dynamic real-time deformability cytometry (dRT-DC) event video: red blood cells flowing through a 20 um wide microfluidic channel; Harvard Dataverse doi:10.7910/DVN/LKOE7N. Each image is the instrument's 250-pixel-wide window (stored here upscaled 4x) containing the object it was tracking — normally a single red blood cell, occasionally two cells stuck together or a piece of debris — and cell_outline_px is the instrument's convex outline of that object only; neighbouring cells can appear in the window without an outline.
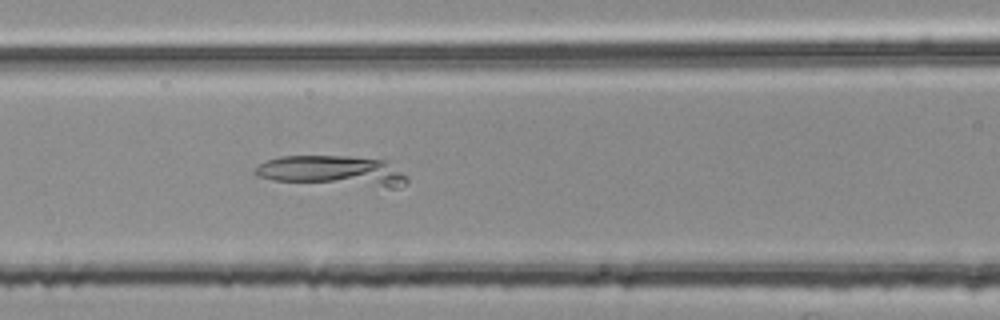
{"species": "common noctule bat (a hibernating species)", "species_latin": "Nyctalus noctula", "temperature_condition": "room temperature", "stored_images_in_passage": 38, "camera_frame_rate_fps": 3000, "um_per_image_px": 0.085, "animal": {"sex": "female", "body_mass_g": 25.1}, "frame": {"image": 1, "passage_image": 7, "time_ms": 2.0, "image_size_px": [1000, 320], "cell_outline_px": [[408, 184], [400, 188], [376, 196], [272, 180], [260, 176], [252, 172], [260, 164], [268, 160], [280, 156], [348, 156], [384, 160], [400, 172], [408, 180]], "centroid_in_image_um": [28.47, 14.74], "position_along_channel_um": 138.1, "area_um2": 30.92}}
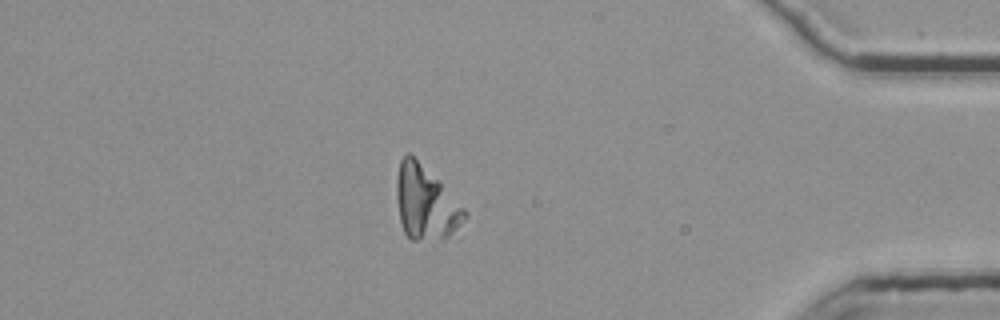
{"frame": {"image": 2, "passage_image": 31, "time_ms": 10.0, "image_size_px": [1000, 320], "cell_outline_px": [[468, 216], [452, 236], [444, 240], [412, 240], [404, 232], [400, 220], [396, 200], [396, 180], [400, 160], [408, 152], [440, 180], [468, 212]], "centroid_in_image_um": [36.2, 17.28], "position_along_channel_um": 399.0, "area_um2": 29.65}}
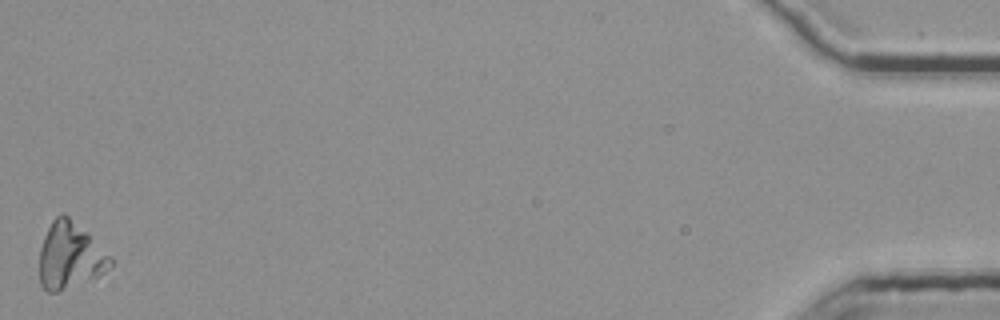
{"frame": {"image": 3, "passage_image": 38, "time_ms": 12.333, "image_size_px": [1000, 320], "cell_outline_px": [[112, 264], [104, 272], [88, 280], [56, 292], [48, 292], [40, 284], [40, 248], [44, 236], [52, 220], [60, 212], [64, 212], [88, 232], [112, 256]], "centroid_in_image_um": [5.95, 21.7], "position_along_channel_um": 429.2, "area_um2": 27.46}}